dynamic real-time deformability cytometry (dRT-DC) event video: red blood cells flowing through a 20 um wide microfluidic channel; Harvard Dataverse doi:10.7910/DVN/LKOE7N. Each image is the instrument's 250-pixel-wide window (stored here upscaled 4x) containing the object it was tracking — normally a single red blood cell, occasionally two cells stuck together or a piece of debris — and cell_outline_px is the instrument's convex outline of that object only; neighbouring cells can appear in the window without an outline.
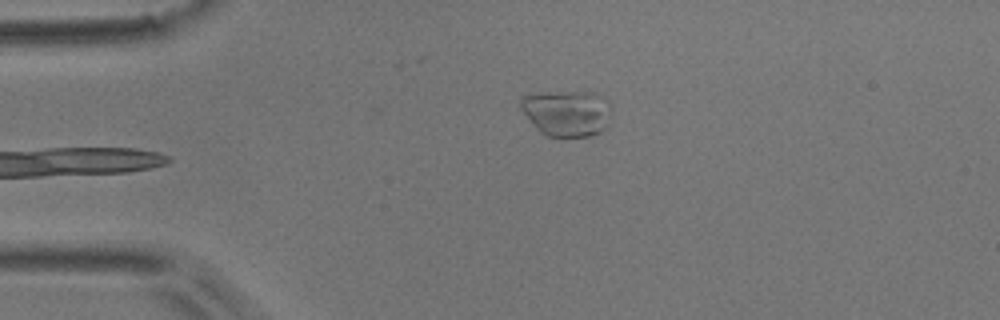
{"species": "common noctule bat (a hibernating species)", "species_latin": "Nyctalus noctula", "temperature_condition": "room temperature", "stored_images_in_passage": 5, "segment_of_instrument_passage": [2, 2], "camera_frame_rate_fps": 3000, "um_per_image_px": 0.085, "animal": {"sex": "male", "body_mass_g": 17.9}, "frame": {"image": 1, "passage_image": 5, "time_ms": 1.333, "image_size_px": [1000, 320], "cell_outline_px": [[612, 112], [608, 124], [600, 132], [592, 136], [544, 136], [532, 124], [520, 108], [520, 100], [524, 96], [544, 92], [596, 92], [608, 100], [612, 104]], "centroid_in_image_um": [48.23, 9.6], "position_along_channel_um": 36.8, "area_um2": 24.8}}